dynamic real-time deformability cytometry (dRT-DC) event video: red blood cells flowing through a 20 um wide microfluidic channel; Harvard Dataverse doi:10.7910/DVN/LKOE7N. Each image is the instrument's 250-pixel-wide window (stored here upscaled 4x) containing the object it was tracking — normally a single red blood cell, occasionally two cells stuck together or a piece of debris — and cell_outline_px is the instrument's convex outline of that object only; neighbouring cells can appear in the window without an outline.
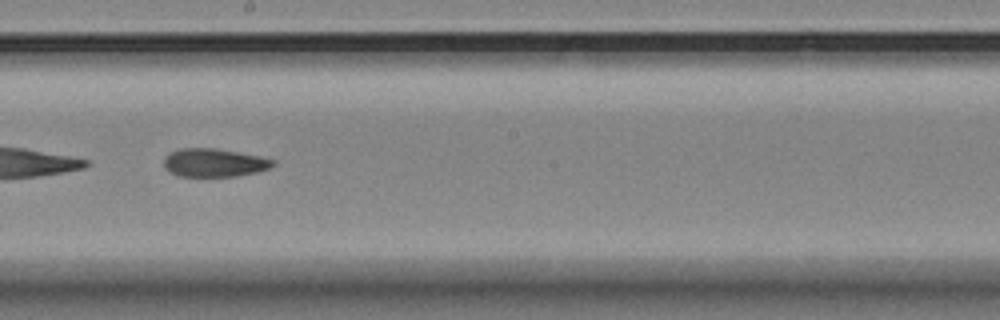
{"species": "Egyptian fruit bat (a non-hibernating species)", "species_latin": "Rousettus aegyptiacus", "temperature_condition": "room temperature", "stored_images_in_passage": 49, "segment_of_instrument_passage": [2, 2], "camera_frame_rate_fps": 3000, "um_per_image_px": 0.085, "animal": {"sex": "female"}, "frame": {"image": 1, "passage_image": 27, "time_ms": 8.667, "image_size_px": [1000, 320], "cell_outline_px": [[276, 164], [268, 168], [256, 172], [236, 176], [176, 176], [168, 172], [164, 168], [164, 160], [172, 152], [180, 148], [216, 148], [260, 156], [276, 160]], "centroid_in_image_um": [18.21, 13.83], "position_along_channel_um": 230.0, "area_um2": 17.98}}
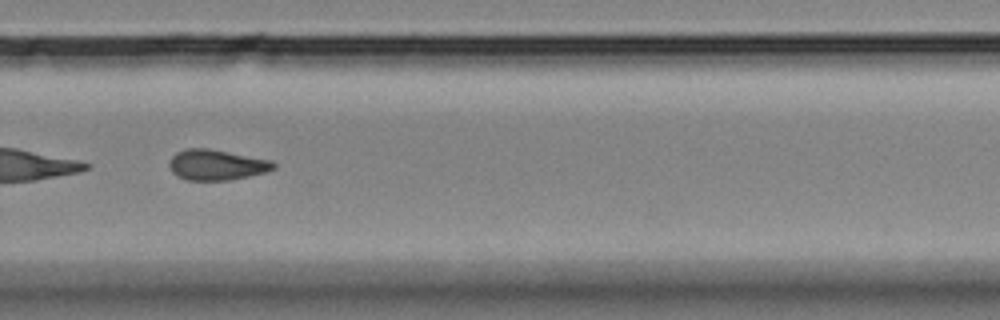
{"frame": {"image": 2, "passage_image": 34, "time_ms": 11.0, "image_size_px": [1000, 320], "cell_outline_px": [[276, 168], [264, 172], [228, 180], [188, 180], [172, 172], [168, 164], [172, 156], [176, 152], [184, 148], [212, 148], [272, 160], [276, 164]], "centroid_in_image_um": [18.4, 13.98], "position_along_channel_um": 311.4, "area_um2": 18.61}}